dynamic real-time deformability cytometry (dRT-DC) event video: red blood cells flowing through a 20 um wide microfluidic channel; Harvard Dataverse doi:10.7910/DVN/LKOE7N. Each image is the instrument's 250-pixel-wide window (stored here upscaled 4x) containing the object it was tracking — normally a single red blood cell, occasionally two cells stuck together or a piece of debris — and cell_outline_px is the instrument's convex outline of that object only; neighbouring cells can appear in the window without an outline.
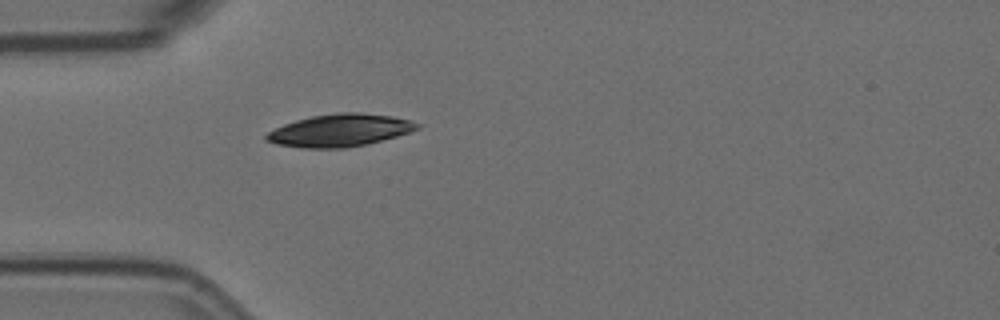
{"species": "Egyptian fruit bat (a non-hibernating species)", "species_latin": "Rousettus aegyptiacus", "temperature_condition": "room temperature", "stored_images_in_passage": 4, "camera_frame_rate_fps": 3000, "um_per_image_px": 0.085, "animal": {"sex": "female"}, "frame": {"image": 1, "passage_image": 4, "time_ms": 1.0, "image_size_px": [1000, 320], "cell_outline_px": [[420, 128], [396, 136], [368, 144], [344, 148], [304, 148], [276, 144], [264, 140], [264, 136], [268, 132], [284, 124], [296, 120], [312, 116], [336, 112], [360, 112], [392, 116], [408, 120], [420, 124]], "centroid_in_image_um": [28.86, 11.08], "position_along_channel_um": 56.1, "area_um2": 28.5}}